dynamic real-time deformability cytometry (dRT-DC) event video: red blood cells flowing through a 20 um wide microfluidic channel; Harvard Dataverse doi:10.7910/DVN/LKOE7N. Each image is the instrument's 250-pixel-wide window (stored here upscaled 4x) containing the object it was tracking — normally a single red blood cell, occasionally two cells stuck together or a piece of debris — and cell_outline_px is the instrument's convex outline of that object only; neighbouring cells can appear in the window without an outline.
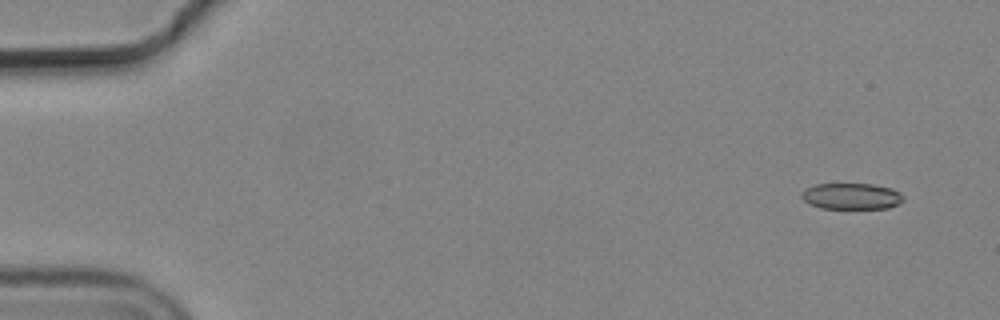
{"species": "common noctule bat (a hibernating species)", "species_latin": "Nyctalus noctula", "temperature_condition": "cold", "stored_images_in_passage": 53, "camera_frame_rate_fps": 3000, "um_per_image_px": 0.085, "animal": {"sex": "male", "body_mass_g": 19.2, "forearm_length_mm": 51.8}, "frame": {"image": 1, "passage_image": 1, "time_ms": 0.0, "image_size_px": [1000, 320], "cell_outline_px": [[904, 200], [888, 208], [820, 208], [808, 204], [800, 196], [800, 192], [804, 188], [816, 184], [872, 184], [892, 188], [900, 192], [904, 196]], "centroid_in_image_um": [72.34, 16.67], "position_along_channel_um": 12.7, "area_um2": 15.66}}
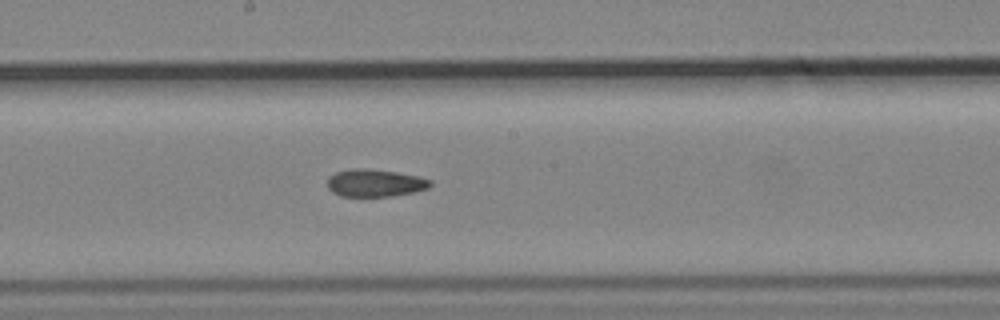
{"frame": {"image": 2, "passage_image": 28, "time_ms": 9.0, "image_size_px": [1000, 320], "cell_outline_px": [[432, 184], [428, 188], [412, 192], [392, 196], [340, 196], [332, 192], [328, 188], [328, 176], [336, 172], [352, 168], [360, 168], [396, 172], [416, 176], [432, 180]], "centroid_in_image_um": [31.85, 15.55], "position_along_channel_um": 216.4, "area_um2": 16.36}}
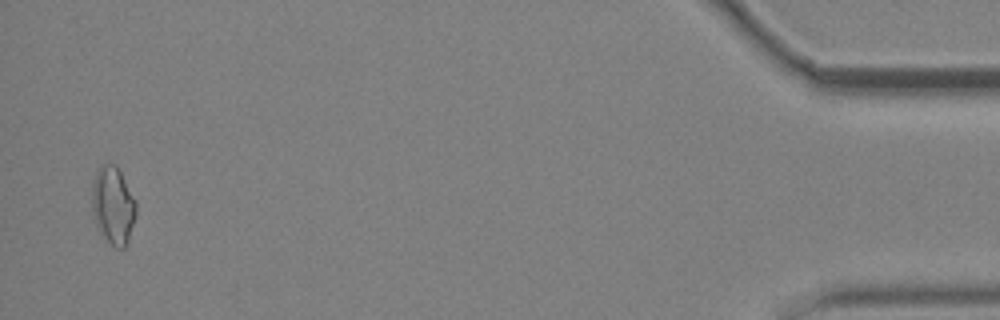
{"frame": {"image": 3, "passage_image": 52, "time_ms": 17.0, "image_size_px": [1000, 320], "cell_outline_px": [[136, 212], [128, 240], [124, 248], [116, 248], [104, 236], [96, 224], [92, 212], [92, 180], [100, 164], [116, 164], [136, 200]], "centroid_in_image_um": [9.6, 17.41], "position_along_channel_um": 425.6, "area_um2": 19.83}, "authors_computed_cell_mechanics": {"area_um2": 16.8776, "velocity_mm_per_s": 3.6994, "shape_relaxation_time_tau1_ms": null, "shape_relaxation_time_tau2_ms": 3.5729, "deformation_change_tau1": null, "deformation_change_tau2": 0.0976}}